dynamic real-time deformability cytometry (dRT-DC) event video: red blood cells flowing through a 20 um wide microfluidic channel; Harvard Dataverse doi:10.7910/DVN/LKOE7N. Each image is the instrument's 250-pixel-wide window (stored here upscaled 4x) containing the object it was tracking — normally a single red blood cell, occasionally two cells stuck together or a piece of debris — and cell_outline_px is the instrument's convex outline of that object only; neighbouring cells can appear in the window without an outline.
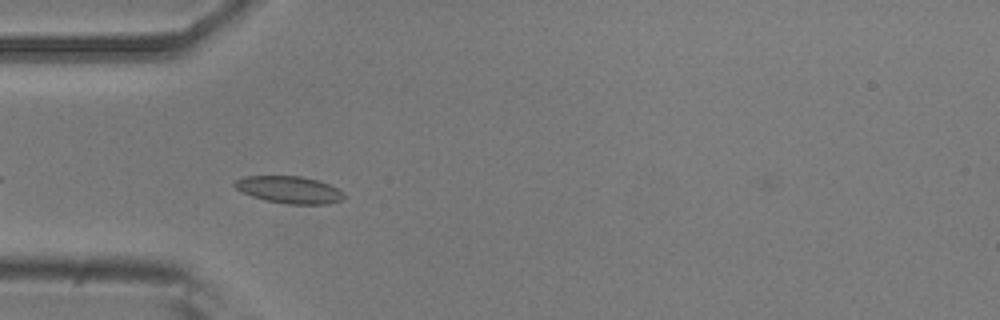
{"species": "common noctule bat (a hibernating species)", "species_latin": "Nyctalus noctula", "temperature_condition": "room temperature", "stored_images_in_passage": 34, "camera_frame_rate_fps": 3000, "um_per_image_px": 0.085, "animal": {"sex": "male", "body_mass_g": 20.5, "forearm_length_mm": 52.5}, "frame": {"image": 1, "passage_image": 2, "time_ms": 0.333, "image_size_px": [1000, 320], "cell_outline_px": [[344, 196], [340, 200], [328, 204], [288, 204], [264, 200], [240, 192], [232, 184], [236, 180], [244, 176], [300, 176], [316, 180], [328, 184], [344, 192]], "centroid_in_image_um": [24.54, 16.13], "position_along_channel_um": 60.5, "area_um2": 17.22}}
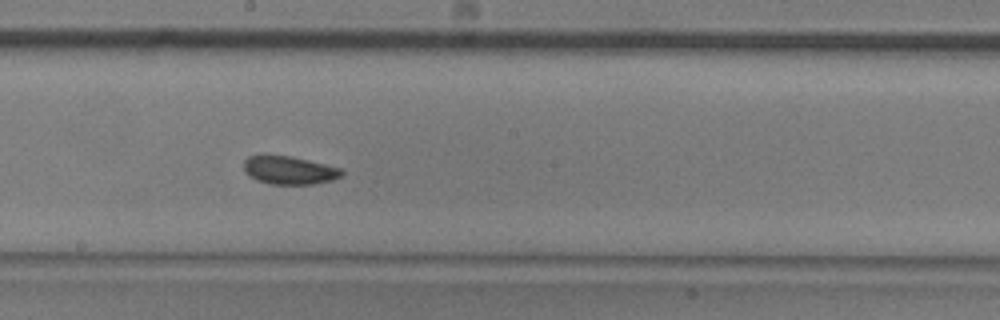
{"frame": {"image": 2, "passage_image": 15, "time_ms": 4.667, "image_size_px": [1000, 320], "cell_outline_px": [[344, 176], [332, 180], [312, 184], [272, 184], [256, 180], [248, 176], [244, 172], [244, 160], [248, 156], [264, 152], [292, 156], [340, 168], [344, 172]], "centroid_in_image_um": [24.52, 14.43], "position_along_channel_um": 223.7, "area_um2": 16.65}}
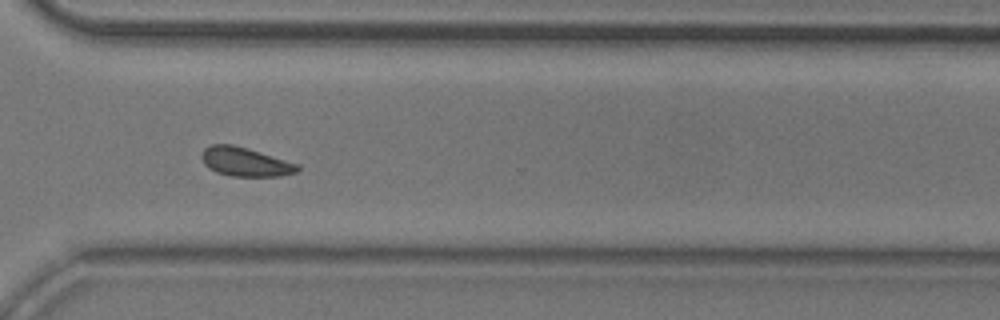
{"frame": {"image": 3, "passage_image": 25, "time_ms": 8.0, "image_size_px": [1000, 320], "cell_outline_px": [[300, 168], [296, 172], [280, 176], [232, 176], [216, 172], [208, 168], [204, 164], [200, 156], [200, 152], [204, 148], [212, 144], [232, 144], [248, 148], [300, 164]], "centroid_in_image_um": [20.82, 13.75], "position_along_channel_um": 349.8, "area_um2": 16.36}, "authors_computed_cell_mechanics": {"area_um2": 16.0395, "velocity_mm_per_s": 3.7982, "shape_relaxation_time_tau1_ms": 3.0227, "shape_relaxation_time_tau2_ms": 2.4029, "deformation_change_tau1": 0.0719, "deformation_change_tau2": 0.0712}}